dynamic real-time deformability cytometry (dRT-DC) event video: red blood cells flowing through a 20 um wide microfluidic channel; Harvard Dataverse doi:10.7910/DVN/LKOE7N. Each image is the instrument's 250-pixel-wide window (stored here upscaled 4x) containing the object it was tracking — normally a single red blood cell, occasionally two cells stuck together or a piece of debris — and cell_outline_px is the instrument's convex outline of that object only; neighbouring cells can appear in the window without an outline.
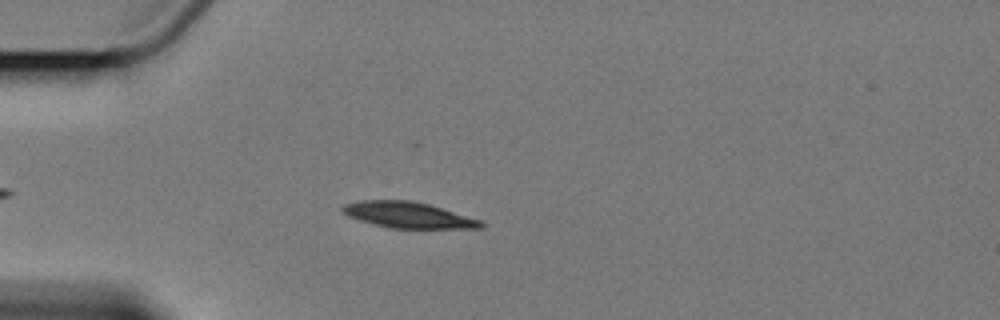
{"species": "Egyptian fruit bat (a non-hibernating species)", "species_latin": "Rousettus aegyptiacus", "temperature_condition": "cold", "stored_images_in_passage": 8, "camera_frame_rate_fps": 3000, "um_per_image_px": 0.085, "animal": {"sex": "female"}, "frame": {"image": 1, "passage_image": 5, "time_ms": 4.667, "image_size_px": [1000, 320], "cell_outline_px": [[488, 224], [484, 228], [388, 228], [360, 220], [348, 216], [340, 208], [344, 204], [360, 200], [408, 200], [428, 204], [480, 220]], "centroid_in_image_um": [34.7, 18.28], "position_along_channel_um": 50.3, "area_um2": 20.81}}
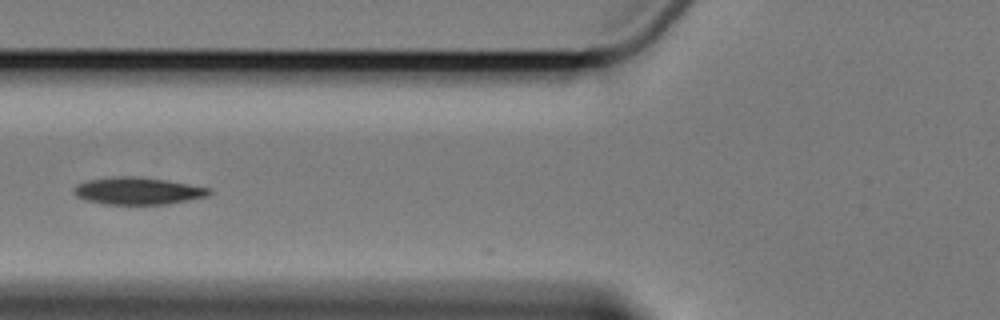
{"frame": {"image": 2, "passage_image": 7, "time_ms": 7.0, "image_size_px": [1000, 320], "cell_outline_px": [[212, 192], [208, 196], [168, 204], [104, 204], [84, 200], [76, 196], [72, 192], [72, 188], [76, 184], [88, 180], [120, 176], [132, 176], [164, 180], [208, 188]], "centroid_in_image_um": [11.64, 16.24], "position_along_channel_um": 114.2, "area_um2": 21.27}}
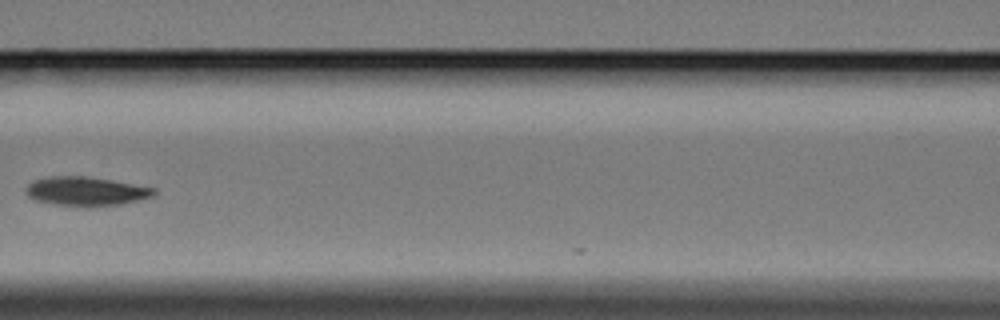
{"frame": {"image": 3, "passage_image": 8, "time_ms": 8.333, "image_size_px": [1000, 320], "cell_outline_px": [[156, 192], [152, 196], [120, 204], [88, 208], [80, 208], [52, 204], [36, 200], [28, 196], [28, 184], [32, 180], [48, 176], [88, 176], [156, 188]], "centroid_in_image_um": [7.29, 16.27], "position_along_channel_um": 159.3, "area_um2": 21.85}}